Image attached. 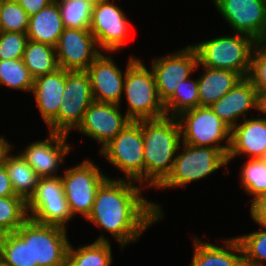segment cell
<instances>
[{"instance_id":"cell-1","label":"cell","mask_w":266,"mask_h":266,"mask_svg":"<svg viewBox=\"0 0 266 266\" xmlns=\"http://www.w3.org/2000/svg\"><path fill=\"white\" fill-rule=\"evenodd\" d=\"M125 178L108 177L99 187L87 221L111 233L121 250L163 217L161 205L146 200L142 185Z\"/></svg>"},{"instance_id":"cell-2","label":"cell","mask_w":266,"mask_h":266,"mask_svg":"<svg viewBox=\"0 0 266 266\" xmlns=\"http://www.w3.org/2000/svg\"><path fill=\"white\" fill-rule=\"evenodd\" d=\"M137 122L144 140V182L157 188L172 171L182 144L181 128L177 118L169 116Z\"/></svg>"},{"instance_id":"cell-3","label":"cell","mask_w":266,"mask_h":266,"mask_svg":"<svg viewBox=\"0 0 266 266\" xmlns=\"http://www.w3.org/2000/svg\"><path fill=\"white\" fill-rule=\"evenodd\" d=\"M256 40L236 33L224 35L193 44L198 55V67L227 69L238 73L242 78L249 77L252 54Z\"/></svg>"},{"instance_id":"cell-4","label":"cell","mask_w":266,"mask_h":266,"mask_svg":"<svg viewBox=\"0 0 266 266\" xmlns=\"http://www.w3.org/2000/svg\"><path fill=\"white\" fill-rule=\"evenodd\" d=\"M127 63L123 88L128 103L125 114L132 121L165 117L164 103L159 98L152 70L133 56Z\"/></svg>"},{"instance_id":"cell-5","label":"cell","mask_w":266,"mask_h":266,"mask_svg":"<svg viewBox=\"0 0 266 266\" xmlns=\"http://www.w3.org/2000/svg\"><path fill=\"white\" fill-rule=\"evenodd\" d=\"M182 145L183 151L179 146L172 171L157 187L158 189L183 187L193 181L207 178L228 164L227 156L217 148L198 147L185 143Z\"/></svg>"},{"instance_id":"cell-6","label":"cell","mask_w":266,"mask_h":266,"mask_svg":"<svg viewBox=\"0 0 266 266\" xmlns=\"http://www.w3.org/2000/svg\"><path fill=\"white\" fill-rule=\"evenodd\" d=\"M176 118L181 128L182 143L217 148L228 155L231 128L213 112L210 106H198L182 112ZM224 140L225 145H220Z\"/></svg>"},{"instance_id":"cell-7","label":"cell","mask_w":266,"mask_h":266,"mask_svg":"<svg viewBox=\"0 0 266 266\" xmlns=\"http://www.w3.org/2000/svg\"><path fill=\"white\" fill-rule=\"evenodd\" d=\"M100 154L124 173L127 180L144 186V140L137 121H131L100 149Z\"/></svg>"},{"instance_id":"cell-8","label":"cell","mask_w":266,"mask_h":266,"mask_svg":"<svg viewBox=\"0 0 266 266\" xmlns=\"http://www.w3.org/2000/svg\"><path fill=\"white\" fill-rule=\"evenodd\" d=\"M72 216L80 214L85 219L90 214L100 185L108 178L91 160L64 169L60 176Z\"/></svg>"},{"instance_id":"cell-9","label":"cell","mask_w":266,"mask_h":266,"mask_svg":"<svg viewBox=\"0 0 266 266\" xmlns=\"http://www.w3.org/2000/svg\"><path fill=\"white\" fill-rule=\"evenodd\" d=\"M129 27L125 13L115 3L104 0L94 5L89 30L101 50L113 54L123 49Z\"/></svg>"},{"instance_id":"cell-10","label":"cell","mask_w":266,"mask_h":266,"mask_svg":"<svg viewBox=\"0 0 266 266\" xmlns=\"http://www.w3.org/2000/svg\"><path fill=\"white\" fill-rule=\"evenodd\" d=\"M63 103L59 107V133L69 135L77 129L84 113L94 101L89 74L86 70H65Z\"/></svg>"},{"instance_id":"cell-11","label":"cell","mask_w":266,"mask_h":266,"mask_svg":"<svg viewBox=\"0 0 266 266\" xmlns=\"http://www.w3.org/2000/svg\"><path fill=\"white\" fill-rule=\"evenodd\" d=\"M196 49L188 45L173 54H167L153 60L151 70L160 100L165 103L178 88L180 81L189 79L198 69Z\"/></svg>"},{"instance_id":"cell-12","label":"cell","mask_w":266,"mask_h":266,"mask_svg":"<svg viewBox=\"0 0 266 266\" xmlns=\"http://www.w3.org/2000/svg\"><path fill=\"white\" fill-rule=\"evenodd\" d=\"M213 3L233 31L256 41L266 40L264 0H213Z\"/></svg>"},{"instance_id":"cell-13","label":"cell","mask_w":266,"mask_h":266,"mask_svg":"<svg viewBox=\"0 0 266 266\" xmlns=\"http://www.w3.org/2000/svg\"><path fill=\"white\" fill-rule=\"evenodd\" d=\"M55 49L59 68L67 71L87 70L102 53L89 29L64 28Z\"/></svg>"},{"instance_id":"cell-14","label":"cell","mask_w":266,"mask_h":266,"mask_svg":"<svg viewBox=\"0 0 266 266\" xmlns=\"http://www.w3.org/2000/svg\"><path fill=\"white\" fill-rule=\"evenodd\" d=\"M66 230L31 219L32 265L66 266L70 245Z\"/></svg>"},{"instance_id":"cell-15","label":"cell","mask_w":266,"mask_h":266,"mask_svg":"<svg viewBox=\"0 0 266 266\" xmlns=\"http://www.w3.org/2000/svg\"><path fill=\"white\" fill-rule=\"evenodd\" d=\"M120 105L93 101L76 130L101 144V149L132 120L121 114Z\"/></svg>"},{"instance_id":"cell-16","label":"cell","mask_w":266,"mask_h":266,"mask_svg":"<svg viewBox=\"0 0 266 266\" xmlns=\"http://www.w3.org/2000/svg\"><path fill=\"white\" fill-rule=\"evenodd\" d=\"M68 135L49 132L47 138L30 143L19 154L35 170L40 178L57 177L58 168L65 161L71 147L67 143Z\"/></svg>"},{"instance_id":"cell-17","label":"cell","mask_w":266,"mask_h":266,"mask_svg":"<svg viewBox=\"0 0 266 266\" xmlns=\"http://www.w3.org/2000/svg\"><path fill=\"white\" fill-rule=\"evenodd\" d=\"M94 101L120 105L126 69L123 73L112 57L101 53L87 68Z\"/></svg>"},{"instance_id":"cell-18","label":"cell","mask_w":266,"mask_h":266,"mask_svg":"<svg viewBox=\"0 0 266 266\" xmlns=\"http://www.w3.org/2000/svg\"><path fill=\"white\" fill-rule=\"evenodd\" d=\"M65 70L57 69L34 79L32 94L49 132L59 133V107L63 103Z\"/></svg>"},{"instance_id":"cell-19","label":"cell","mask_w":266,"mask_h":266,"mask_svg":"<svg viewBox=\"0 0 266 266\" xmlns=\"http://www.w3.org/2000/svg\"><path fill=\"white\" fill-rule=\"evenodd\" d=\"M257 90L249 77H243L221 99L213 103L210 108L231 129L238 124V118L247 117V111L256 110Z\"/></svg>"},{"instance_id":"cell-20","label":"cell","mask_w":266,"mask_h":266,"mask_svg":"<svg viewBox=\"0 0 266 266\" xmlns=\"http://www.w3.org/2000/svg\"><path fill=\"white\" fill-rule=\"evenodd\" d=\"M266 152V119L248 118L231 129L228 163L240 155L260 159Z\"/></svg>"},{"instance_id":"cell-21","label":"cell","mask_w":266,"mask_h":266,"mask_svg":"<svg viewBox=\"0 0 266 266\" xmlns=\"http://www.w3.org/2000/svg\"><path fill=\"white\" fill-rule=\"evenodd\" d=\"M219 247L194 237V252L190 266H245L242 248L233 237L223 241Z\"/></svg>"},{"instance_id":"cell-22","label":"cell","mask_w":266,"mask_h":266,"mask_svg":"<svg viewBox=\"0 0 266 266\" xmlns=\"http://www.w3.org/2000/svg\"><path fill=\"white\" fill-rule=\"evenodd\" d=\"M63 30L61 12L54 0L47 7L29 17L27 37L31 41L56 47Z\"/></svg>"},{"instance_id":"cell-23","label":"cell","mask_w":266,"mask_h":266,"mask_svg":"<svg viewBox=\"0 0 266 266\" xmlns=\"http://www.w3.org/2000/svg\"><path fill=\"white\" fill-rule=\"evenodd\" d=\"M198 77L199 106H211L228 93L242 77L231 70L202 66Z\"/></svg>"},{"instance_id":"cell-24","label":"cell","mask_w":266,"mask_h":266,"mask_svg":"<svg viewBox=\"0 0 266 266\" xmlns=\"http://www.w3.org/2000/svg\"><path fill=\"white\" fill-rule=\"evenodd\" d=\"M0 258L9 266L32 265L31 218L16 232L0 235Z\"/></svg>"},{"instance_id":"cell-25","label":"cell","mask_w":266,"mask_h":266,"mask_svg":"<svg viewBox=\"0 0 266 266\" xmlns=\"http://www.w3.org/2000/svg\"><path fill=\"white\" fill-rule=\"evenodd\" d=\"M10 150L3 158V164L7 169L13 191L26 202L34 194L40 177L35 170L18 155H10Z\"/></svg>"},{"instance_id":"cell-26","label":"cell","mask_w":266,"mask_h":266,"mask_svg":"<svg viewBox=\"0 0 266 266\" xmlns=\"http://www.w3.org/2000/svg\"><path fill=\"white\" fill-rule=\"evenodd\" d=\"M110 241L101 234L96 241L75 248L70 243L66 266H110L112 249Z\"/></svg>"},{"instance_id":"cell-27","label":"cell","mask_w":266,"mask_h":266,"mask_svg":"<svg viewBox=\"0 0 266 266\" xmlns=\"http://www.w3.org/2000/svg\"><path fill=\"white\" fill-rule=\"evenodd\" d=\"M29 218L36 222L67 228L66 223L74 218L66 199L28 200Z\"/></svg>"},{"instance_id":"cell-28","label":"cell","mask_w":266,"mask_h":266,"mask_svg":"<svg viewBox=\"0 0 266 266\" xmlns=\"http://www.w3.org/2000/svg\"><path fill=\"white\" fill-rule=\"evenodd\" d=\"M22 60L35 79L59 69L55 47L28 40Z\"/></svg>"},{"instance_id":"cell-29","label":"cell","mask_w":266,"mask_h":266,"mask_svg":"<svg viewBox=\"0 0 266 266\" xmlns=\"http://www.w3.org/2000/svg\"><path fill=\"white\" fill-rule=\"evenodd\" d=\"M199 106L198 79L180 81L174 94L164 103L166 116L177 117Z\"/></svg>"},{"instance_id":"cell-30","label":"cell","mask_w":266,"mask_h":266,"mask_svg":"<svg viewBox=\"0 0 266 266\" xmlns=\"http://www.w3.org/2000/svg\"><path fill=\"white\" fill-rule=\"evenodd\" d=\"M28 218L27 202L22 197L0 198V235L16 232Z\"/></svg>"},{"instance_id":"cell-31","label":"cell","mask_w":266,"mask_h":266,"mask_svg":"<svg viewBox=\"0 0 266 266\" xmlns=\"http://www.w3.org/2000/svg\"><path fill=\"white\" fill-rule=\"evenodd\" d=\"M64 28L89 29L94 4L86 0H55Z\"/></svg>"},{"instance_id":"cell-32","label":"cell","mask_w":266,"mask_h":266,"mask_svg":"<svg viewBox=\"0 0 266 266\" xmlns=\"http://www.w3.org/2000/svg\"><path fill=\"white\" fill-rule=\"evenodd\" d=\"M34 78L22 59L0 60V85L32 92Z\"/></svg>"},{"instance_id":"cell-33","label":"cell","mask_w":266,"mask_h":266,"mask_svg":"<svg viewBox=\"0 0 266 266\" xmlns=\"http://www.w3.org/2000/svg\"><path fill=\"white\" fill-rule=\"evenodd\" d=\"M241 187L252 195V201L266 195V163L261 159H248L242 167Z\"/></svg>"},{"instance_id":"cell-34","label":"cell","mask_w":266,"mask_h":266,"mask_svg":"<svg viewBox=\"0 0 266 266\" xmlns=\"http://www.w3.org/2000/svg\"><path fill=\"white\" fill-rule=\"evenodd\" d=\"M243 252L245 266H264L266 262V229L261 228L235 237Z\"/></svg>"},{"instance_id":"cell-35","label":"cell","mask_w":266,"mask_h":266,"mask_svg":"<svg viewBox=\"0 0 266 266\" xmlns=\"http://www.w3.org/2000/svg\"><path fill=\"white\" fill-rule=\"evenodd\" d=\"M29 17L16 0H0V31L27 34Z\"/></svg>"},{"instance_id":"cell-36","label":"cell","mask_w":266,"mask_h":266,"mask_svg":"<svg viewBox=\"0 0 266 266\" xmlns=\"http://www.w3.org/2000/svg\"><path fill=\"white\" fill-rule=\"evenodd\" d=\"M27 34L0 31V60L22 59Z\"/></svg>"},{"instance_id":"cell-37","label":"cell","mask_w":266,"mask_h":266,"mask_svg":"<svg viewBox=\"0 0 266 266\" xmlns=\"http://www.w3.org/2000/svg\"><path fill=\"white\" fill-rule=\"evenodd\" d=\"M249 78L257 91L266 90V40L255 42Z\"/></svg>"},{"instance_id":"cell-38","label":"cell","mask_w":266,"mask_h":266,"mask_svg":"<svg viewBox=\"0 0 266 266\" xmlns=\"http://www.w3.org/2000/svg\"><path fill=\"white\" fill-rule=\"evenodd\" d=\"M66 199L60 175L40 178L34 194L29 200Z\"/></svg>"},{"instance_id":"cell-39","label":"cell","mask_w":266,"mask_h":266,"mask_svg":"<svg viewBox=\"0 0 266 266\" xmlns=\"http://www.w3.org/2000/svg\"><path fill=\"white\" fill-rule=\"evenodd\" d=\"M250 204V216L261 228L266 229V195L256 198Z\"/></svg>"},{"instance_id":"cell-40","label":"cell","mask_w":266,"mask_h":266,"mask_svg":"<svg viewBox=\"0 0 266 266\" xmlns=\"http://www.w3.org/2000/svg\"><path fill=\"white\" fill-rule=\"evenodd\" d=\"M25 12L31 16L47 7L54 0H16Z\"/></svg>"},{"instance_id":"cell-41","label":"cell","mask_w":266,"mask_h":266,"mask_svg":"<svg viewBox=\"0 0 266 266\" xmlns=\"http://www.w3.org/2000/svg\"><path fill=\"white\" fill-rule=\"evenodd\" d=\"M17 196L13 191L10 178L4 164L0 165V198Z\"/></svg>"},{"instance_id":"cell-42","label":"cell","mask_w":266,"mask_h":266,"mask_svg":"<svg viewBox=\"0 0 266 266\" xmlns=\"http://www.w3.org/2000/svg\"><path fill=\"white\" fill-rule=\"evenodd\" d=\"M256 110L261 114H266V90L256 93ZM266 119V117H261Z\"/></svg>"},{"instance_id":"cell-43","label":"cell","mask_w":266,"mask_h":266,"mask_svg":"<svg viewBox=\"0 0 266 266\" xmlns=\"http://www.w3.org/2000/svg\"><path fill=\"white\" fill-rule=\"evenodd\" d=\"M13 146L7 142L6 138L4 136L0 137V165L3 164V158L5 154L11 150Z\"/></svg>"},{"instance_id":"cell-44","label":"cell","mask_w":266,"mask_h":266,"mask_svg":"<svg viewBox=\"0 0 266 266\" xmlns=\"http://www.w3.org/2000/svg\"><path fill=\"white\" fill-rule=\"evenodd\" d=\"M86 1H89V2L93 3L94 5H96L100 1H104V0H86Z\"/></svg>"},{"instance_id":"cell-45","label":"cell","mask_w":266,"mask_h":266,"mask_svg":"<svg viewBox=\"0 0 266 266\" xmlns=\"http://www.w3.org/2000/svg\"><path fill=\"white\" fill-rule=\"evenodd\" d=\"M263 162L266 163V152L263 154V156L260 158Z\"/></svg>"},{"instance_id":"cell-46","label":"cell","mask_w":266,"mask_h":266,"mask_svg":"<svg viewBox=\"0 0 266 266\" xmlns=\"http://www.w3.org/2000/svg\"><path fill=\"white\" fill-rule=\"evenodd\" d=\"M0 266H9L0 258Z\"/></svg>"}]
</instances>
